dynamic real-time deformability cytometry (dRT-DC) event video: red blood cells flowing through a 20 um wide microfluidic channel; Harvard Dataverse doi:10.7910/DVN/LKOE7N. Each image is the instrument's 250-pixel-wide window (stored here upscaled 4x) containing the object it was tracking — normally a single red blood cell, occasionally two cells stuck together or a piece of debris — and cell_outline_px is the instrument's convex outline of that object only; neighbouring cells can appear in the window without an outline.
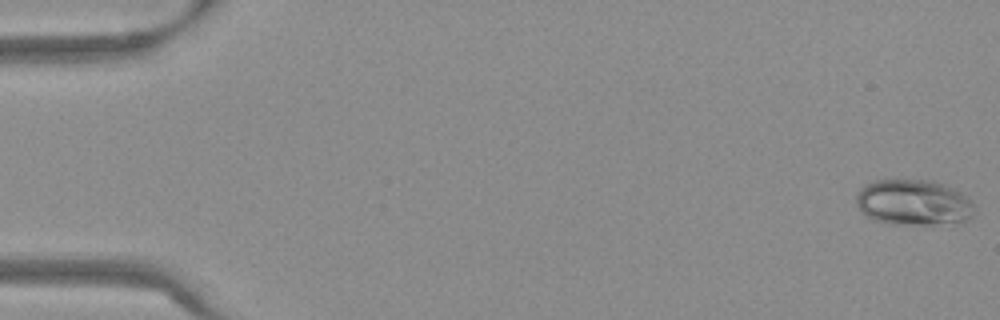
{"species": "Egyptian fruit bat (a non-hibernating species)", "species_latin": "Rousettus aegyptiacus", "temperature_condition": "warm", "stored_images_in_passage": 54, "camera_frame_rate_fps": 3000, "um_per_image_px": 0.085, "frame": {"image": 1, "passage_image": 1, "time_ms": 0.0, "image_size_px": [1000, 320], "cell_outline_px": [[976, 208], [972, 216], [968, 220], [932, 224], [892, 224], [872, 220], [856, 204], [856, 196], [860, 188], [864, 184], [876, 180], [928, 180], [952, 188], [968, 196], [972, 200]], "centroid_in_image_um": [77.65, 17.21], "position_along_channel_um": 7.3, "area_um2": 31.44}}
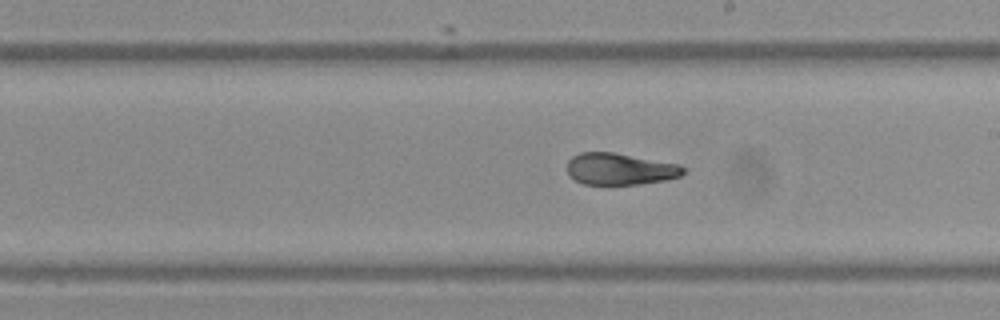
{"frame": {"image": 2, "passage_image": 31, "time_ms": 10.0, "image_size_px": [1000, 320], "cell_outline_px": [[688, 168], [680, 176], [664, 180], [640, 184], [608, 188], [584, 184], [576, 180], [568, 172], [568, 160], [572, 156], [580, 152], [612, 152], [680, 164]], "centroid_in_image_um": [52.7, 14.41], "position_along_channel_um": 236.3, "area_um2": 22.2}}
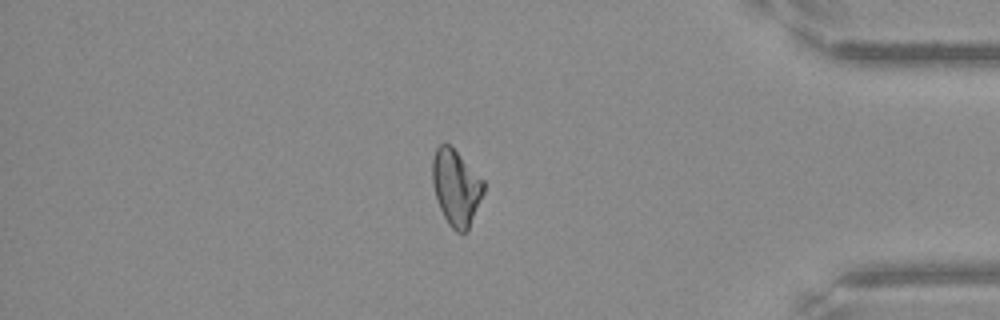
{"frame": {"image": 3, "passage_image": 46, "time_ms": 15.0, "image_size_px": [1000, 320], "cell_outline_px": [[484, 192], [468, 232], [456, 232], [448, 224], [440, 208], [432, 184], [432, 160], [436, 148], [440, 144], [448, 144], [484, 180]], "centroid_in_image_um": [38.77, 15.97], "position_along_channel_um": 396.4, "area_um2": 22.48}, "authors_computed_cell_mechanics": {"area_um2": 23.2356, "velocity_mm_per_s": 3.8151, "shape_relaxation_time_tau1_ms": 4.6443, "shape_relaxation_time_tau2_ms": 1.9592, "deformation_change_tau1": 0.1476, "deformation_change_tau2": 0.0435}}